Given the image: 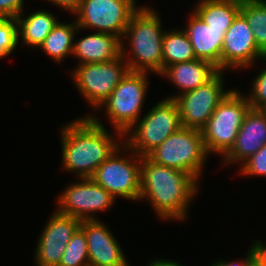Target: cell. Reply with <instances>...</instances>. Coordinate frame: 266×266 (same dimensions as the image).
I'll list each match as a JSON object with an SVG mask.
<instances>
[{
	"label": "cell",
	"mask_w": 266,
	"mask_h": 266,
	"mask_svg": "<svg viewBox=\"0 0 266 266\" xmlns=\"http://www.w3.org/2000/svg\"><path fill=\"white\" fill-rule=\"evenodd\" d=\"M24 0H0V15L16 18L23 12Z\"/></svg>",
	"instance_id": "f546056e"
},
{
	"label": "cell",
	"mask_w": 266,
	"mask_h": 266,
	"mask_svg": "<svg viewBox=\"0 0 266 266\" xmlns=\"http://www.w3.org/2000/svg\"><path fill=\"white\" fill-rule=\"evenodd\" d=\"M148 266H183L176 261L166 260V259H155V261H151Z\"/></svg>",
	"instance_id": "836d02e7"
},
{
	"label": "cell",
	"mask_w": 266,
	"mask_h": 266,
	"mask_svg": "<svg viewBox=\"0 0 266 266\" xmlns=\"http://www.w3.org/2000/svg\"><path fill=\"white\" fill-rule=\"evenodd\" d=\"M256 59L266 61L245 17L239 13L226 31L221 50V71L248 68Z\"/></svg>",
	"instance_id": "4fadbf2b"
},
{
	"label": "cell",
	"mask_w": 266,
	"mask_h": 266,
	"mask_svg": "<svg viewBox=\"0 0 266 266\" xmlns=\"http://www.w3.org/2000/svg\"><path fill=\"white\" fill-rule=\"evenodd\" d=\"M185 32L196 58L210 62L221 71V50L226 30L210 28L194 11L189 16Z\"/></svg>",
	"instance_id": "2e32d148"
},
{
	"label": "cell",
	"mask_w": 266,
	"mask_h": 266,
	"mask_svg": "<svg viewBox=\"0 0 266 266\" xmlns=\"http://www.w3.org/2000/svg\"><path fill=\"white\" fill-rule=\"evenodd\" d=\"M224 71H219L206 84L178 95L174 101L180 111L182 127L201 130L218 104L233 90H224Z\"/></svg>",
	"instance_id": "8fae6325"
},
{
	"label": "cell",
	"mask_w": 266,
	"mask_h": 266,
	"mask_svg": "<svg viewBox=\"0 0 266 266\" xmlns=\"http://www.w3.org/2000/svg\"><path fill=\"white\" fill-rule=\"evenodd\" d=\"M250 108L246 95L236 89L218 104L201 129L208 155L216 153L224 157L231 150Z\"/></svg>",
	"instance_id": "5b68a950"
},
{
	"label": "cell",
	"mask_w": 266,
	"mask_h": 266,
	"mask_svg": "<svg viewBox=\"0 0 266 266\" xmlns=\"http://www.w3.org/2000/svg\"><path fill=\"white\" fill-rule=\"evenodd\" d=\"M258 256V252L256 249V246L254 244H252V247L249 249V251L247 252L246 258L245 260L239 261H217L214 262L213 264L215 266H248L256 257Z\"/></svg>",
	"instance_id": "4dcf8cb0"
},
{
	"label": "cell",
	"mask_w": 266,
	"mask_h": 266,
	"mask_svg": "<svg viewBox=\"0 0 266 266\" xmlns=\"http://www.w3.org/2000/svg\"><path fill=\"white\" fill-rule=\"evenodd\" d=\"M248 266H263L261 259L257 256Z\"/></svg>",
	"instance_id": "e575fe53"
},
{
	"label": "cell",
	"mask_w": 266,
	"mask_h": 266,
	"mask_svg": "<svg viewBox=\"0 0 266 266\" xmlns=\"http://www.w3.org/2000/svg\"><path fill=\"white\" fill-rule=\"evenodd\" d=\"M80 227L87 240L89 266H130L120 244L104 222L82 220Z\"/></svg>",
	"instance_id": "5bb4252c"
},
{
	"label": "cell",
	"mask_w": 266,
	"mask_h": 266,
	"mask_svg": "<svg viewBox=\"0 0 266 266\" xmlns=\"http://www.w3.org/2000/svg\"><path fill=\"white\" fill-rule=\"evenodd\" d=\"M62 163L79 178H91L119 146L117 139L92 115L66 123L61 130Z\"/></svg>",
	"instance_id": "7a4b0ae2"
},
{
	"label": "cell",
	"mask_w": 266,
	"mask_h": 266,
	"mask_svg": "<svg viewBox=\"0 0 266 266\" xmlns=\"http://www.w3.org/2000/svg\"><path fill=\"white\" fill-rule=\"evenodd\" d=\"M23 13L16 17L18 37H22V45L40 47L45 38L57 24L58 19L52 12L38 10L23 18Z\"/></svg>",
	"instance_id": "ffe728a7"
},
{
	"label": "cell",
	"mask_w": 266,
	"mask_h": 266,
	"mask_svg": "<svg viewBox=\"0 0 266 266\" xmlns=\"http://www.w3.org/2000/svg\"><path fill=\"white\" fill-rule=\"evenodd\" d=\"M80 224L79 219L55 210L42 230L40 239L64 242L67 245Z\"/></svg>",
	"instance_id": "cb8c5ba5"
},
{
	"label": "cell",
	"mask_w": 266,
	"mask_h": 266,
	"mask_svg": "<svg viewBox=\"0 0 266 266\" xmlns=\"http://www.w3.org/2000/svg\"><path fill=\"white\" fill-rule=\"evenodd\" d=\"M251 89V94L246 96L247 101L253 109H259L266 103V69L260 71L255 77Z\"/></svg>",
	"instance_id": "f1b7e54d"
},
{
	"label": "cell",
	"mask_w": 266,
	"mask_h": 266,
	"mask_svg": "<svg viewBox=\"0 0 266 266\" xmlns=\"http://www.w3.org/2000/svg\"><path fill=\"white\" fill-rule=\"evenodd\" d=\"M137 6L136 0H82L72 14L77 15L78 30L94 28L122 40Z\"/></svg>",
	"instance_id": "9c48e42d"
},
{
	"label": "cell",
	"mask_w": 266,
	"mask_h": 266,
	"mask_svg": "<svg viewBox=\"0 0 266 266\" xmlns=\"http://www.w3.org/2000/svg\"><path fill=\"white\" fill-rule=\"evenodd\" d=\"M266 144V117L250 108L231 150L224 156L223 164L244 162Z\"/></svg>",
	"instance_id": "9a60e30c"
},
{
	"label": "cell",
	"mask_w": 266,
	"mask_h": 266,
	"mask_svg": "<svg viewBox=\"0 0 266 266\" xmlns=\"http://www.w3.org/2000/svg\"><path fill=\"white\" fill-rule=\"evenodd\" d=\"M207 156L201 130L187 127L179 128L147 155L154 163L187 172L196 180Z\"/></svg>",
	"instance_id": "8992f818"
},
{
	"label": "cell",
	"mask_w": 266,
	"mask_h": 266,
	"mask_svg": "<svg viewBox=\"0 0 266 266\" xmlns=\"http://www.w3.org/2000/svg\"><path fill=\"white\" fill-rule=\"evenodd\" d=\"M72 55L85 63L108 62L121 55V39L113 34L94 32L74 42Z\"/></svg>",
	"instance_id": "ac0fdd59"
},
{
	"label": "cell",
	"mask_w": 266,
	"mask_h": 266,
	"mask_svg": "<svg viewBox=\"0 0 266 266\" xmlns=\"http://www.w3.org/2000/svg\"><path fill=\"white\" fill-rule=\"evenodd\" d=\"M194 12L215 30H228L240 13L241 0H199Z\"/></svg>",
	"instance_id": "d6986e66"
},
{
	"label": "cell",
	"mask_w": 266,
	"mask_h": 266,
	"mask_svg": "<svg viewBox=\"0 0 266 266\" xmlns=\"http://www.w3.org/2000/svg\"><path fill=\"white\" fill-rule=\"evenodd\" d=\"M266 117V103L258 109Z\"/></svg>",
	"instance_id": "d590c367"
},
{
	"label": "cell",
	"mask_w": 266,
	"mask_h": 266,
	"mask_svg": "<svg viewBox=\"0 0 266 266\" xmlns=\"http://www.w3.org/2000/svg\"><path fill=\"white\" fill-rule=\"evenodd\" d=\"M38 240L35 249V265L59 266L67 245L64 242L48 241V239Z\"/></svg>",
	"instance_id": "484cf974"
},
{
	"label": "cell",
	"mask_w": 266,
	"mask_h": 266,
	"mask_svg": "<svg viewBox=\"0 0 266 266\" xmlns=\"http://www.w3.org/2000/svg\"><path fill=\"white\" fill-rule=\"evenodd\" d=\"M140 198L147 199L165 220H185L192 198L198 192V181L189 173L159 165L147 156L140 164Z\"/></svg>",
	"instance_id": "6da1fadb"
},
{
	"label": "cell",
	"mask_w": 266,
	"mask_h": 266,
	"mask_svg": "<svg viewBox=\"0 0 266 266\" xmlns=\"http://www.w3.org/2000/svg\"><path fill=\"white\" fill-rule=\"evenodd\" d=\"M256 246L258 257L261 259L263 266H266V244L262 243L260 240L254 242Z\"/></svg>",
	"instance_id": "d6a6232c"
},
{
	"label": "cell",
	"mask_w": 266,
	"mask_h": 266,
	"mask_svg": "<svg viewBox=\"0 0 266 266\" xmlns=\"http://www.w3.org/2000/svg\"><path fill=\"white\" fill-rule=\"evenodd\" d=\"M139 122V124H138ZM182 127L180 111L174 100L159 101L146 115L139 119L123 136H129L123 144L125 149L147 156L167 137Z\"/></svg>",
	"instance_id": "277c9868"
},
{
	"label": "cell",
	"mask_w": 266,
	"mask_h": 266,
	"mask_svg": "<svg viewBox=\"0 0 266 266\" xmlns=\"http://www.w3.org/2000/svg\"><path fill=\"white\" fill-rule=\"evenodd\" d=\"M218 72L219 70L210 62L195 59L167 66L159 75L168 77L181 90V93L167 97V99L174 100L178 95L206 84Z\"/></svg>",
	"instance_id": "e0dca14e"
},
{
	"label": "cell",
	"mask_w": 266,
	"mask_h": 266,
	"mask_svg": "<svg viewBox=\"0 0 266 266\" xmlns=\"http://www.w3.org/2000/svg\"><path fill=\"white\" fill-rule=\"evenodd\" d=\"M163 69L176 63L197 59L188 35L181 30L165 31L162 43Z\"/></svg>",
	"instance_id": "7402d4cb"
},
{
	"label": "cell",
	"mask_w": 266,
	"mask_h": 266,
	"mask_svg": "<svg viewBox=\"0 0 266 266\" xmlns=\"http://www.w3.org/2000/svg\"><path fill=\"white\" fill-rule=\"evenodd\" d=\"M239 172L245 176L266 177V144L242 163Z\"/></svg>",
	"instance_id": "83f0119b"
},
{
	"label": "cell",
	"mask_w": 266,
	"mask_h": 266,
	"mask_svg": "<svg viewBox=\"0 0 266 266\" xmlns=\"http://www.w3.org/2000/svg\"><path fill=\"white\" fill-rule=\"evenodd\" d=\"M57 202V211L82 221L96 220L93 213L110 208L115 198L91 178H80L66 187Z\"/></svg>",
	"instance_id": "7c38bea8"
},
{
	"label": "cell",
	"mask_w": 266,
	"mask_h": 266,
	"mask_svg": "<svg viewBox=\"0 0 266 266\" xmlns=\"http://www.w3.org/2000/svg\"><path fill=\"white\" fill-rule=\"evenodd\" d=\"M48 1L72 13L79 7L80 3L82 2V0H48Z\"/></svg>",
	"instance_id": "1f68e13d"
},
{
	"label": "cell",
	"mask_w": 266,
	"mask_h": 266,
	"mask_svg": "<svg viewBox=\"0 0 266 266\" xmlns=\"http://www.w3.org/2000/svg\"><path fill=\"white\" fill-rule=\"evenodd\" d=\"M128 71L127 63L120 55L108 62L77 65L71 72V77L84 99L97 109Z\"/></svg>",
	"instance_id": "30bf717a"
},
{
	"label": "cell",
	"mask_w": 266,
	"mask_h": 266,
	"mask_svg": "<svg viewBox=\"0 0 266 266\" xmlns=\"http://www.w3.org/2000/svg\"><path fill=\"white\" fill-rule=\"evenodd\" d=\"M77 31L76 21L68 24L58 21L39 48L54 61L61 63L65 57L72 54Z\"/></svg>",
	"instance_id": "44dd1931"
},
{
	"label": "cell",
	"mask_w": 266,
	"mask_h": 266,
	"mask_svg": "<svg viewBox=\"0 0 266 266\" xmlns=\"http://www.w3.org/2000/svg\"><path fill=\"white\" fill-rule=\"evenodd\" d=\"M146 72L128 71L110 96L100 105L112 122L115 132L122 139L141 118L146 93L148 91V75Z\"/></svg>",
	"instance_id": "52a82bcc"
},
{
	"label": "cell",
	"mask_w": 266,
	"mask_h": 266,
	"mask_svg": "<svg viewBox=\"0 0 266 266\" xmlns=\"http://www.w3.org/2000/svg\"><path fill=\"white\" fill-rule=\"evenodd\" d=\"M120 142L121 146L98 166L91 179L104 187L114 198L120 196L127 200L138 201L142 157L131 150L132 153L128 158L121 157L120 154L125 149V145L122 141Z\"/></svg>",
	"instance_id": "ba28073f"
},
{
	"label": "cell",
	"mask_w": 266,
	"mask_h": 266,
	"mask_svg": "<svg viewBox=\"0 0 266 266\" xmlns=\"http://www.w3.org/2000/svg\"><path fill=\"white\" fill-rule=\"evenodd\" d=\"M240 13L252 29L258 49L266 56V1L241 0Z\"/></svg>",
	"instance_id": "603a6c76"
},
{
	"label": "cell",
	"mask_w": 266,
	"mask_h": 266,
	"mask_svg": "<svg viewBox=\"0 0 266 266\" xmlns=\"http://www.w3.org/2000/svg\"><path fill=\"white\" fill-rule=\"evenodd\" d=\"M16 18L0 15V59L9 56L19 44Z\"/></svg>",
	"instance_id": "4316f807"
},
{
	"label": "cell",
	"mask_w": 266,
	"mask_h": 266,
	"mask_svg": "<svg viewBox=\"0 0 266 266\" xmlns=\"http://www.w3.org/2000/svg\"><path fill=\"white\" fill-rule=\"evenodd\" d=\"M59 266H89L87 240L81 227L75 231L68 242Z\"/></svg>",
	"instance_id": "d4e9b609"
},
{
	"label": "cell",
	"mask_w": 266,
	"mask_h": 266,
	"mask_svg": "<svg viewBox=\"0 0 266 266\" xmlns=\"http://www.w3.org/2000/svg\"><path fill=\"white\" fill-rule=\"evenodd\" d=\"M159 18L154 8L146 6H140L132 14L123 35V39L127 36L129 38L127 46H130L129 52L132 50L130 52L132 55L126 54L128 49L125 48L123 39L121 40V56L127 63L129 71L146 73L152 71L157 75L163 71L162 43L165 31Z\"/></svg>",
	"instance_id": "3957f363"
}]
</instances>
